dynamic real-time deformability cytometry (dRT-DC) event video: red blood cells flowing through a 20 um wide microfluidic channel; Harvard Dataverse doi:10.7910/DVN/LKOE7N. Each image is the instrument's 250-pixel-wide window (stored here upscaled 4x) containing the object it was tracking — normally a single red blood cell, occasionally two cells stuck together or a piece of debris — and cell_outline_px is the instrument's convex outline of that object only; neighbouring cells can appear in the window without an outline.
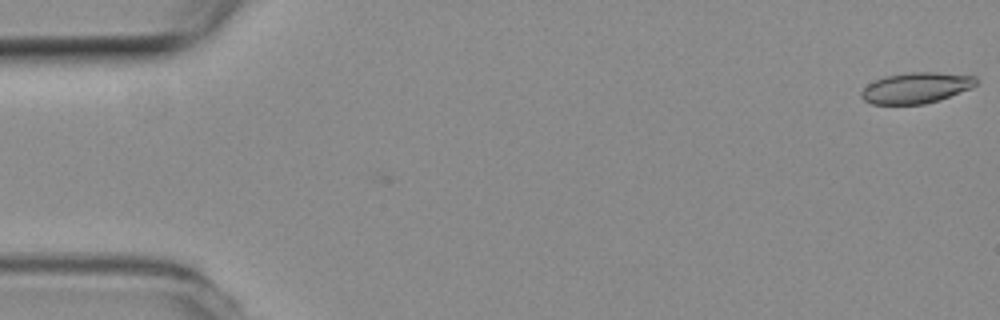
{"species": "common noctule bat (a hibernating species)", "species_latin": "Nyctalus noctula", "temperature_condition": "room temperature", "stored_images_in_passage": 42, "camera_frame_rate_fps": 3000, "um_per_image_px": 0.085, "animal": {"sex": "female", "body_mass_g": 19.3, "forearm_length_mm": 54.1}, "frame": {"image": 1, "passage_image": 1, "time_ms": 0.0, "image_size_px": [1000, 320], "cell_outline_px": [[980, 80], [972, 88], [940, 100], [924, 104], [872, 104], [864, 100], [860, 96], [860, 92], [868, 84], [884, 76], [908, 72], [936, 72], [976, 76]], "centroid_in_image_um": [77.9, 7.46], "position_along_channel_um": 7.1, "area_um2": 20.81}}
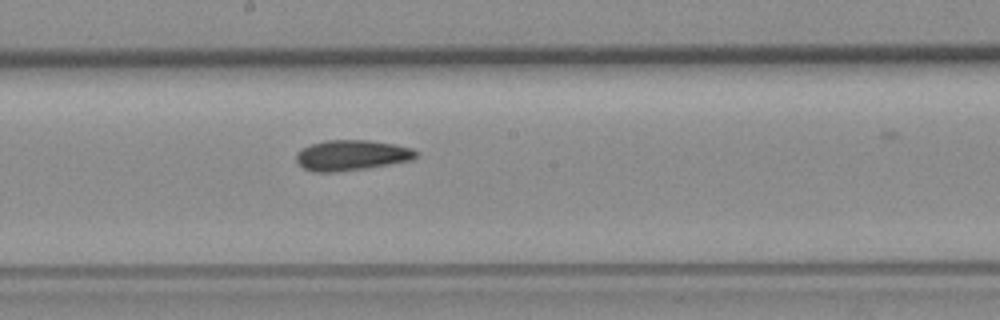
{"frame": {"image": 2, "passage_image": 29, "time_ms": 9.333, "image_size_px": [1000, 320], "cell_outline_px": [[416, 156], [412, 160], [368, 168], [336, 172], [312, 172], [304, 168], [296, 160], [296, 152], [300, 148], [324, 140], [368, 140], [396, 144], [412, 148], [416, 152]], "centroid_in_image_um": [29.86, 13.19], "position_along_channel_um": 218.3, "area_um2": 21.39}}
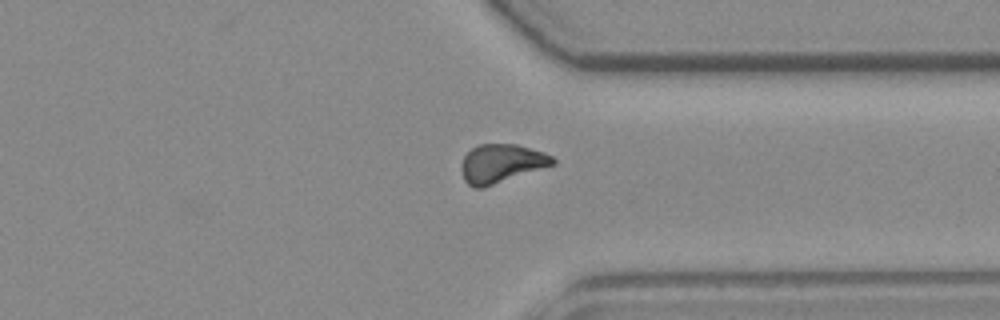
{"frame": {"image": 3, "passage_image": 41, "time_ms": 13.333, "image_size_px": [1000, 320], "cell_outline_px": [[556, 164], [484, 188], [472, 188], [464, 180], [460, 168], [460, 164], [464, 156], [476, 144], [516, 144], [544, 152], [552, 156], [556, 160]], "centroid_in_image_um": [42.6, 13.9], "position_along_channel_um": 368.8, "area_um2": 20.87}}